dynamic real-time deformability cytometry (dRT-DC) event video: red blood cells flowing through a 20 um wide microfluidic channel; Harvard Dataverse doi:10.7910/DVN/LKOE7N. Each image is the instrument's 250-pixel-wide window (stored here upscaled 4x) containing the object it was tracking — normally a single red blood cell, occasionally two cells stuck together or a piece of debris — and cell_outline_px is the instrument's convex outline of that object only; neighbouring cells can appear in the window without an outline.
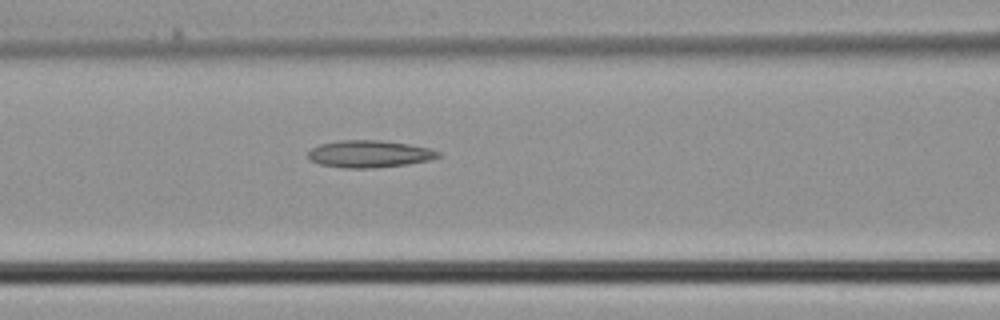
{"species": "common noctule bat (a hibernating species)", "species_latin": "Nyctalus noctula", "temperature_condition": "cold", "stored_images_in_passage": 5, "camera_frame_rate_fps": 3000, "um_per_image_px": 0.085, "animal": {"sex": "male", "body_mass_g": 21.5, "forearm_length_mm": 52.0}, "frame": {"image": 1, "passage_image": 5, "time_ms": 1.333, "image_size_px": [1000, 320], "cell_outline_px": [[444, 156], [428, 160], [408, 164], [372, 168], [344, 168], [320, 164], [308, 160], [308, 152], [312, 148], [320, 144], [336, 140], [380, 140], [408, 144], [432, 148], [440, 152]], "centroid_in_image_um": [31.41, 13.08], "position_along_channel_um": 135.2, "area_um2": 20.81}}